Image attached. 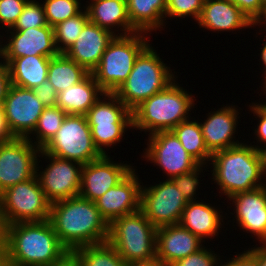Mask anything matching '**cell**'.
I'll return each instance as SVG.
<instances>
[{"label": "cell", "instance_id": "obj_47", "mask_svg": "<svg viewBox=\"0 0 266 266\" xmlns=\"http://www.w3.org/2000/svg\"><path fill=\"white\" fill-rule=\"evenodd\" d=\"M245 248L257 259L258 266H266V245H252Z\"/></svg>", "mask_w": 266, "mask_h": 266}, {"label": "cell", "instance_id": "obj_30", "mask_svg": "<svg viewBox=\"0 0 266 266\" xmlns=\"http://www.w3.org/2000/svg\"><path fill=\"white\" fill-rule=\"evenodd\" d=\"M89 72L64 53L50 58L47 80L57 93L82 81Z\"/></svg>", "mask_w": 266, "mask_h": 266}, {"label": "cell", "instance_id": "obj_24", "mask_svg": "<svg viewBox=\"0 0 266 266\" xmlns=\"http://www.w3.org/2000/svg\"><path fill=\"white\" fill-rule=\"evenodd\" d=\"M115 36L112 32L88 21L77 40L64 54L91 73L99 65L104 51Z\"/></svg>", "mask_w": 266, "mask_h": 266}, {"label": "cell", "instance_id": "obj_5", "mask_svg": "<svg viewBox=\"0 0 266 266\" xmlns=\"http://www.w3.org/2000/svg\"><path fill=\"white\" fill-rule=\"evenodd\" d=\"M152 43L139 54L128 78L114 92L131 112L152 95L163 91L180 75V72L171 69V64L165 63L166 59Z\"/></svg>", "mask_w": 266, "mask_h": 266}, {"label": "cell", "instance_id": "obj_42", "mask_svg": "<svg viewBox=\"0 0 266 266\" xmlns=\"http://www.w3.org/2000/svg\"><path fill=\"white\" fill-rule=\"evenodd\" d=\"M33 91L45 107L57 106V92L48 80L33 88Z\"/></svg>", "mask_w": 266, "mask_h": 266}, {"label": "cell", "instance_id": "obj_51", "mask_svg": "<svg viewBox=\"0 0 266 266\" xmlns=\"http://www.w3.org/2000/svg\"><path fill=\"white\" fill-rule=\"evenodd\" d=\"M257 89H256V91H255V87H254V93H257L260 97H258L259 99H257V100H253V101H255V103L263 110V111H265L266 112V87H256ZM261 90V91H260ZM260 93V94H259ZM262 96H264V97H262ZM264 98V99H263ZM262 99V100H261Z\"/></svg>", "mask_w": 266, "mask_h": 266}, {"label": "cell", "instance_id": "obj_16", "mask_svg": "<svg viewBox=\"0 0 266 266\" xmlns=\"http://www.w3.org/2000/svg\"><path fill=\"white\" fill-rule=\"evenodd\" d=\"M224 104L220 105L218 109L210 108V112L208 110L205 116L202 115V119L205 117L204 120L198 118L206 147L212 154L246 141L243 139L246 133L243 135L239 126H244L240 124L244 107L240 108L234 105L236 103L233 102L232 104L226 102V106ZM238 133H242V135H238ZM237 136L238 138L236 139ZM241 136L243 137L241 138Z\"/></svg>", "mask_w": 266, "mask_h": 266}, {"label": "cell", "instance_id": "obj_11", "mask_svg": "<svg viewBox=\"0 0 266 266\" xmlns=\"http://www.w3.org/2000/svg\"><path fill=\"white\" fill-rule=\"evenodd\" d=\"M42 150L82 165L102 156L93 143L86 116L77 114H67L56 135Z\"/></svg>", "mask_w": 266, "mask_h": 266}, {"label": "cell", "instance_id": "obj_53", "mask_svg": "<svg viewBox=\"0 0 266 266\" xmlns=\"http://www.w3.org/2000/svg\"><path fill=\"white\" fill-rule=\"evenodd\" d=\"M127 266H166V265L159 259L155 258L152 261L137 262V263L127 264Z\"/></svg>", "mask_w": 266, "mask_h": 266}, {"label": "cell", "instance_id": "obj_41", "mask_svg": "<svg viewBox=\"0 0 266 266\" xmlns=\"http://www.w3.org/2000/svg\"><path fill=\"white\" fill-rule=\"evenodd\" d=\"M237 245V252H234L235 255L229 254L227 257L223 255L221 262L217 266H258L257 259L243 247ZM241 248V249H238ZM240 250V252H239ZM242 251V252H241Z\"/></svg>", "mask_w": 266, "mask_h": 266}, {"label": "cell", "instance_id": "obj_8", "mask_svg": "<svg viewBox=\"0 0 266 266\" xmlns=\"http://www.w3.org/2000/svg\"><path fill=\"white\" fill-rule=\"evenodd\" d=\"M157 228L139 210L109 224L108 242L127 264L156 258Z\"/></svg>", "mask_w": 266, "mask_h": 266}, {"label": "cell", "instance_id": "obj_54", "mask_svg": "<svg viewBox=\"0 0 266 266\" xmlns=\"http://www.w3.org/2000/svg\"><path fill=\"white\" fill-rule=\"evenodd\" d=\"M0 62L4 61V31L0 30Z\"/></svg>", "mask_w": 266, "mask_h": 266}, {"label": "cell", "instance_id": "obj_1", "mask_svg": "<svg viewBox=\"0 0 266 266\" xmlns=\"http://www.w3.org/2000/svg\"><path fill=\"white\" fill-rule=\"evenodd\" d=\"M49 221L60 243L70 251L108 240L109 224L95 202L80 195L52 203Z\"/></svg>", "mask_w": 266, "mask_h": 266}, {"label": "cell", "instance_id": "obj_25", "mask_svg": "<svg viewBox=\"0 0 266 266\" xmlns=\"http://www.w3.org/2000/svg\"><path fill=\"white\" fill-rule=\"evenodd\" d=\"M85 9L90 22L116 36L138 32L129 20L126 0H86Z\"/></svg>", "mask_w": 266, "mask_h": 266}, {"label": "cell", "instance_id": "obj_17", "mask_svg": "<svg viewBox=\"0 0 266 266\" xmlns=\"http://www.w3.org/2000/svg\"><path fill=\"white\" fill-rule=\"evenodd\" d=\"M40 151L27 138L0 143V194L36 175Z\"/></svg>", "mask_w": 266, "mask_h": 266}, {"label": "cell", "instance_id": "obj_21", "mask_svg": "<svg viewBox=\"0 0 266 266\" xmlns=\"http://www.w3.org/2000/svg\"><path fill=\"white\" fill-rule=\"evenodd\" d=\"M53 27L28 28L4 31V59H15L29 55L55 57L59 55Z\"/></svg>", "mask_w": 266, "mask_h": 266}, {"label": "cell", "instance_id": "obj_4", "mask_svg": "<svg viewBox=\"0 0 266 266\" xmlns=\"http://www.w3.org/2000/svg\"><path fill=\"white\" fill-rule=\"evenodd\" d=\"M1 230L9 266H50L67 251L49 220L19 222Z\"/></svg>", "mask_w": 266, "mask_h": 266}, {"label": "cell", "instance_id": "obj_26", "mask_svg": "<svg viewBox=\"0 0 266 266\" xmlns=\"http://www.w3.org/2000/svg\"><path fill=\"white\" fill-rule=\"evenodd\" d=\"M104 91L89 73L79 83L57 93V106L67 114L85 115Z\"/></svg>", "mask_w": 266, "mask_h": 266}, {"label": "cell", "instance_id": "obj_38", "mask_svg": "<svg viewBox=\"0 0 266 266\" xmlns=\"http://www.w3.org/2000/svg\"><path fill=\"white\" fill-rule=\"evenodd\" d=\"M245 106L248 107V112L246 113H251L249 116H252L253 114L252 120L250 122L251 125L253 124L251 127L253 128L251 132L252 134L250 133V129H246L249 132L247 133L248 135L246 134V137L248 136L250 139L245 138V140H248L247 142L250 143L255 149H257L260 146L266 145V112L263 111L254 101H251V103H249L248 105L245 104ZM254 121L255 123H252ZM251 140L253 141L251 142Z\"/></svg>", "mask_w": 266, "mask_h": 266}, {"label": "cell", "instance_id": "obj_50", "mask_svg": "<svg viewBox=\"0 0 266 266\" xmlns=\"http://www.w3.org/2000/svg\"><path fill=\"white\" fill-rule=\"evenodd\" d=\"M0 266H9L8 249L1 229H0Z\"/></svg>", "mask_w": 266, "mask_h": 266}, {"label": "cell", "instance_id": "obj_52", "mask_svg": "<svg viewBox=\"0 0 266 266\" xmlns=\"http://www.w3.org/2000/svg\"><path fill=\"white\" fill-rule=\"evenodd\" d=\"M256 150L259 156L264 176L266 178V145L260 146Z\"/></svg>", "mask_w": 266, "mask_h": 266}, {"label": "cell", "instance_id": "obj_7", "mask_svg": "<svg viewBox=\"0 0 266 266\" xmlns=\"http://www.w3.org/2000/svg\"><path fill=\"white\" fill-rule=\"evenodd\" d=\"M150 34L135 32L115 36L91 72L105 93H114L128 78L136 58L151 43Z\"/></svg>", "mask_w": 266, "mask_h": 266}, {"label": "cell", "instance_id": "obj_3", "mask_svg": "<svg viewBox=\"0 0 266 266\" xmlns=\"http://www.w3.org/2000/svg\"><path fill=\"white\" fill-rule=\"evenodd\" d=\"M179 78L178 75L163 91L152 95L132 111V134L139 130L137 133L143 138L160 131H171L182 121L191 118L198 107L196 103L200 101L189 89L187 91V85L183 87Z\"/></svg>", "mask_w": 266, "mask_h": 266}, {"label": "cell", "instance_id": "obj_46", "mask_svg": "<svg viewBox=\"0 0 266 266\" xmlns=\"http://www.w3.org/2000/svg\"><path fill=\"white\" fill-rule=\"evenodd\" d=\"M50 266H83L79 255L75 251L67 250L58 260Z\"/></svg>", "mask_w": 266, "mask_h": 266}, {"label": "cell", "instance_id": "obj_34", "mask_svg": "<svg viewBox=\"0 0 266 266\" xmlns=\"http://www.w3.org/2000/svg\"><path fill=\"white\" fill-rule=\"evenodd\" d=\"M208 169L210 170L209 165H199L193 171L186 173V174L178 175L176 177H172L170 180L177 187V189L182 193V195L184 196L187 202L200 200V198L203 195V193L202 194L200 193L201 189L203 188L202 185L204 184L205 185L204 187H207L206 185H208L209 180L207 179L206 181V179L203 178L205 177L204 175L205 172L207 171L210 172ZM204 180L206 181L207 184L204 183ZM202 181L203 183H201ZM200 195L201 197H199Z\"/></svg>", "mask_w": 266, "mask_h": 266}, {"label": "cell", "instance_id": "obj_6", "mask_svg": "<svg viewBox=\"0 0 266 266\" xmlns=\"http://www.w3.org/2000/svg\"><path fill=\"white\" fill-rule=\"evenodd\" d=\"M85 116L93 143L102 155L114 152L133 131L132 112L114 93L104 92Z\"/></svg>", "mask_w": 266, "mask_h": 266}, {"label": "cell", "instance_id": "obj_28", "mask_svg": "<svg viewBox=\"0 0 266 266\" xmlns=\"http://www.w3.org/2000/svg\"><path fill=\"white\" fill-rule=\"evenodd\" d=\"M4 61L14 86L33 89L47 80L50 57L29 55Z\"/></svg>", "mask_w": 266, "mask_h": 266}, {"label": "cell", "instance_id": "obj_10", "mask_svg": "<svg viewBox=\"0 0 266 266\" xmlns=\"http://www.w3.org/2000/svg\"><path fill=\"white\" fill-rule=\"evenodd\" d=\"M226 203H228L226 215L227 231L230 230L229 236L234 230L232 228H235V232L239 231L237 237L241 238V235L244 237L245 234L244 239L248 236L251 240L254 239L253 242L248 243L249 246L252 243L253 245H266V185L251 191L236 193L227 199Z\"/></svg>", "mask_w": 266, "mask_h": 266}, {"label": "cell", "instance_id": "obj_35", "mask_svg": "<svg viewBox=\"0 0 266 266\" xmlns=\"http://www.w3.org/2000/svg\"><path fill=\"white\" fill-rule=\"evenodd\" d=\"M84 1L85 0H41L47 24L54 27L70 17L77 15L85 7Z\"/></svg>", "mask_w": 266, "mask_h": 266}, {"label": "cell", "instance_id": "obj_49", "mask_svg": "<svg viewBox=\"0 0 266 266\" xmlns=\"http://www.w3.org/2000/svg\"><path fill=\"white\" fill-rule=\"evenodd\" d=\"M252 30L266 37V7L263 8L261 15L253 22Z\"/></svg>", "mask_w": 266, "mask_h": 266}, {"label": "cell", "instance_id": "obj_29", "mask_svg": "<svg viewBox=\"0 0 266 266\" xmlns=\"http://www.w3.org/2000/svg\"><path fill=\"white\" fill-rule=\"evenodd\" d=\"M195 116L196 110L194 116L182 121L171 131L193 159L200 165H209L212 153L206 147L198 117Z\"/></svg>", "mask_w": 266, "mask_h": 266}, {"label": "cell", "instance_id": "obj_36", "mask_svg": "<svg viewBox=\"0 0 266 266\" xmlns=\"http://www.w3.org/2000/svg\"><path fill=\"white\" fill-rule=\"evenodd\" d=\"M203 0H167L165 23L169 27V22L176 19L182 23V20H191L197 22L202 11ZM179 20H178V19ZM170 20V21H168Z\"/></svg>", "mask_w": 266, "mask_h": 266}, {"label": "cell", "instance_id": "obj_45", "mask_svg": "<svg viewBox=\"0 0 266 266\" xmlns=\"http://www.w3.org/2000/svg\"><path fill=\"white\" fill-rule=\"evenodd\" d=\"M11 85V79L8 66L5 62H0V103L3 104L8 89Z\"/></svg>", "mask_w": 266, "mask_h": 266}, {"label": "cell", "instance_id": "obj_43", "mask_svg": "<svg viewBox=\"0 0 266 266\" xmlns=\"http://www.w3.org/2000/svg\"><path fill=\"white\" fill-rule=\"evenodd\" d=\"M234 3L252 22L262 13L261 0H230Z\"/></svg>", "mask_w": 266, "mask_h": 266}, {"label": "cell", "instance_id": "obj_14", "mask_svg": "<svg viewBox=\"0 0 266 266\" xmlns=\"http://www.w3.org/2000/svg\"><path fill=\"white\" fill-rule=\"evenodd\" d=\"M141 161L162 171L163 179H171L196 169L200 164L183 148L172 131H160L145 137ZM160 169V170H159Z\"/></svg>", "mask_w": 266, "mask_h": 266}, {"label": "cell", "instance_id": "obj_22", "mask_svg": "<svg viewBox=\"0 0 266 266\" xmlns=\"http://www.w3.org/2000/svg\"><path fill=\"white\" fill-rule=\"evenodd\" d=\"M194 24H198L201 31L211 34L224 32L226 35V32H231L234 35L238 32L241 35L242 30L253 29V22L230 0L205 1L201 15Z\"/></svg>", "mask_w": 266, "mask_h": 266}, {"label": "cell", "instance_id": "obj_23", "mask_svg": "<svg viewBox=\"0 0 266 266\" xmlns=\"http://www.w3.org/2000/svg\"><path fill=\"white\" fill-rule=\"evenodd\" d=\"M206 243L180 224L159 227L156 230V259L166 266L201 249Z\"/></svg>", "mask_w": 266, "mask_h": 266}, {"label": "cell", "instance_id": "obj_33", "mask_svg": "<svg viewBox=\"0 0 266 266\" xmlns=\"http://www.w3.org/2000/svg\"><path fill=\"white\" fill-rule=\"evenodd\" d=\"M88 21V13L84 7L77 15L53 27L55 44L59 53H64L77 40Z\"/></svg>", "mask_w": 266, "mask_h": 266}, {"label": "cell", "instance_id": "obj_13", "mask_svg": "<svg viewBox=\"0 0 266 266\" xmlns=\"http://www.w3.org/2000/svg\"><path fill=\"white\" fill-rule=\"evenodd\" d=\"M155 179L151 184L143 179L140 211L156 228L179 224L188 202L170 179Z\"/></svg>", "mask_w": 266, "mask_h": 266}, {"label": "cell", "instance_id": "obj_12", "mask_svg": "<svg viewBox=\"0 0 266 266\" xmlns=\"http://www.w3.org/2000/svg\"><path fill=\"white\" fill-rule=\"evenodd\" d=\"M82 167L78 162L47 154L41 149L36 176L51 204L80 194Z\"/></svg>", "mask_w": 266, "mask_h": 266}, {"label": "cell", "instance_id": "obj_40", "mask_svg": "<svg viewBox=\"0 0 266 266\" xmlns=\"http://www.w3.org/2000/svg\"><path fill=\"white\" fill-rule=\"evenodd\" d=\"M28 0H0V30L14 26Z\"/></svg>", "mask_w": 266, "mask_h": 266}, {"label": "cell", "instance_id": "obj_32", "mask_svg": "<svg viewBox=\"0 0 266 266\" xmlns=\"http://www.w3.org/2000/svg\"><path fill=\"white\" fill-rule=\"evenodd\" d=\"M83 266H127V263L108 242L86 245L74 250Z\"/></svg>", "mask_w": 266, "mask_h": 266}, {"label": "cell", "instance_id": "obj_9", "mask_svg": "<svg viewBox=\"0 0 266 266\" xmlns=\"http://www.w3.org/2000/svg\"><path fill=\"white\" fill-rule=\"evenodd\" d=\"M50 208L51 203L35 175L0 194V229L19 222L49 220Z\"/></svg>", "mask_w": 266, "mask_h": 266}, {"label": "cell", "instance_id": "obj_27", "mask_svg": "<svg viewBox=\"0 0 266 266\" xmlns=\"http://www.w3.org/2000/svg\"><path fill=\"white\" fill-rule=\"evenodd\" d=\"M126 2L131 25L138 32L152 36L153 33H158L159 35L163 33L162 30L166 31L165 12L167 0H126Z\"/></svg>", "mask_w": 266, "mask_h": 266}, {"label": "cell", "instance_id": "obj_56", "mask_svg": "<svg viewBox=\"0 0 266 266\" xmlns=\"http://www.w3.org/2000/svg\"><path fill=\"white\" fill-rule=\"evenodd\" d=\"M262 3V7L265 8L266 7V0H261Z\"/></svg>", "mask_w": 266, "mask_h": 266}, {"label": "cell", "instance_id": "obj_55", "mask_svg": "<svg viewBox=\"0 0 266 266\" xmlns=\"http://www.w3.org/2000/svg\"><path fill=\"white\" fill-rule=\"evenodd\" d=\"M258 84H260L259 87H266V76L263 79H261L260 83Z\"/></svg>", "mask_w": 266, "mask_h": 266}, {"label": "cell", "instance_id": "obj_31", "mask_svg": "<svg viewBox=\"0 0 266 266\" xmlns=\"http://www.w3.org/2000/svg\"><path fill=\"white\" fill-rule=\"evenodd\" d=\"M67 113L60 107H46L39 117L34 131L27 137L36 147L43 149L56 135Z\"/></svg>", "mask_w": 266, "mask_h": 266}, {"label": "cell", "instance_id": "obj_20", "mask_svg": "<svg viewBox=\"0 0 266 266\" xmlns=\"http://www.w3.org/2000/svg\"><path fill=\"white\" fill-rule=\"evenodd\" d=\"M135 167L120 183L110 188L95 201L101 216L110 224L114 219L140 210V193L143 180Z\"/></svg>", "mask_w": 266, "mask_h": 266}, {"label": "cell", "instance_id": "obj_2", "mask_svg": "<svg viewBox=\"0 0 266 266\" xmlns=\"http://www.w3.org/2000/svg\"><path fill=\"white\" fill-rule=\"evenodd\" d=\"M209 166L210 173L205 175L208 174L210 184L216 186L218 194L213 193L215 190L211 194H215V198L219 196L218 202L223 199L225 201L236 193L266 185L257 150L247 140L213 153Z\"/></svg>", "mask_w": 266, "mask_h": 266}, {"label": "cell", "instance_id": "obj_48", "mask_svg": "<svg viewBox=\"0 0 266 266\" xmlns=\"http://www.w3.org/2000/svg\"><path fill=\"white\" fill-rule=\"evenodd\" d=\"M14 138L7 126L2 104L0 103V143L8 142Z\"/></svg>", "mask_w": 266, "mask_h": 266}, {"label": "cell", "instance_id": "obj_39", "mask_svg": "<svg viewBox=\"0 0 266 266\" xmlns=\"http://www.w3.org/2000/svg\"><path fill=\"white\" fill-rule=\"evenodd\" d=\"M211 245L213 244L206 243V246L204 245L195 253L176 261L171 266H217L222 260L223 255L221 254L226 253V251L221 253L218 249L219 251L215 252L216 250Z\"/></svg>", "mask_w": 266, "mask_h": 266}, {"label": "cell", "instance_id": "obj_37", "mask_svg": "<svg viewBox=\"0 0 266 266\" xmlns=\"http://www.w3.org/2000/svg\"><path fill=\"white\" fill-rule=\"evenodd\" d=\"M45 11L41 0H28L23 7L22 13L18 17L14 26L8 30H26L47 26Z\"/></svg>", "mask_w": 266, "mask_h": 266}, {"label": "cell", "instance_id": "obj_44", "mask_svg": "<svg viewBox=\"0 0 266 266\" xmlns=\"http://www.w3.org/2000/svg\"><path fill=\"white\" fill-rule=\"evenodd\" d=\"M254 33H256V34L253 35V37H255L254 40H258L259 39V41L262 42V44L258 43L256 45L260 44L262 46H260V47L257 46V48H259L260 50L257 49L256 52H258V51H260V52L257 53V55H256V52H254L255 55L251 54V58H252V56H254V57L256 56V59H258L257 56L259 57V59L257 60V61H259V64L257 63V65L258 66L261 65V66H259V70H261V71H259V74L260 73H262V74L260 75V77L258 79H261V78L263 79L266 76V37L263 36V35L261 36L257 32H254Z\"/></svg>", "mask_w": 266, "mask_h": 266}, {"label": "cell", "instance_id": "obj_19", "mask_svg": "<svg viewBox=\"0 0 266 266\" xmlns=\"http://www.w3.org/2000/svg\"><path fill=\"white\" fill-rule=\"evenodd\" d=\"M114 159V155H102L99 159L83 165L79 194L81 197L95 202L136 167L135 163H129L127 160Z\"/></svg>", "mask_w": 266, "mask_h": 266}, {"label": "cell", "instance_id": "obj_15", "mask_svg": "<svg viewBox=\"0 0 266 266\" xmlns=\"http://www.w3.org/2000/svg\"><path fill=\"white\" fill-rule=\"evenodd\" d=\"M203 193H205L203 199L201 198L200 200L191 201L186 204L179 224L194 235L198 236L205 243L207 242L210 244L211 242L214 244L216 243L213 241L214 239L216 241H219V238L222 239L220 236H223V241H229L232 237L228 239V236L225 235L227 232V227H225L227 226V213L225 212V206L227 205L226 201H221L224 206H220V203L218 204L217 201L213 202V200H211H216L213 198L215 195L210 194L209 200L207 199V193Z\"/></svg>", "mask_w": 266, "mask_h": 266}, {"label": "cell", "instance_id": "obj_18", "mask_svg": "<svg viewBox=\"0 0 266 266\" xmlns=\"http://www.w3.org/2000/svg\"><path fill=\"white\" fill-rule=\"evenodd\" d=\"M7 126L16 138H27L46 108L33 89L10 85L2 104Z\"/></svg>", "mask_w": 266, "mask_h": 266}]
</instances>
